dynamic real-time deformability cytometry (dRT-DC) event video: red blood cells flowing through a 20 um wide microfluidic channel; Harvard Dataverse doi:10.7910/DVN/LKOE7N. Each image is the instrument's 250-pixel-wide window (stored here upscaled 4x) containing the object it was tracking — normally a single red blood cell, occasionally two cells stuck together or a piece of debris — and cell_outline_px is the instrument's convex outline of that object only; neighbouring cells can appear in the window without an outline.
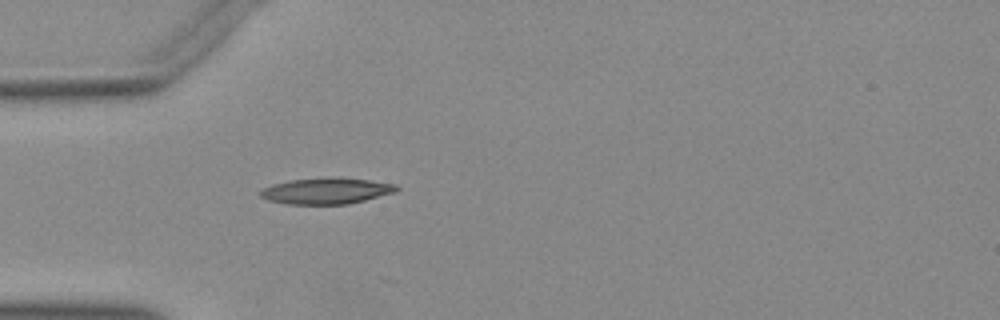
{"species": "Egyptian fruit bat (a non-hibernating species)", "species_latin": "Rousettus aegyptiacus", "temperature_condition": "warm", "stored_images_in_passage": 7, "camera_frame_rate_fps": 3000, "um_per_image_px": 0.085, "animal": {"sex": "female"}, "frame": {"image": 1, "passage_image": 1, "time_ms": 0.0, "image_size_px": [1000, 320], "cell_outline_px": [[400, 188], [396, 192], [348, 204], [288, 204], [268, 200], [260, 196], [260, 192], [264, 188], [272, 184], [292, 180], [368, 180], [396, 184]], "centroid_in_image_um": [27.74, 16.27], "position_along_channel_um": 57.3, "area_um2": 19.65}}
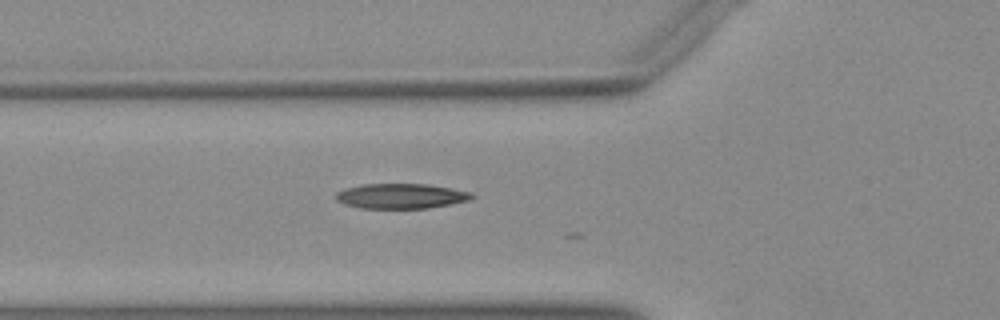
{"frame": {"image": 2, "passage_image": 4, "time_ms": 1.0, "image_size_px": [1000, 320], "cell_outline_px": [[476, 196], [468, 200], [452, 204], [428, 208], [360, 208], [344, 204], [336, 200], [336, 192], [344, 188], [364, 184], [428, 184], [472, 192]], "centroid_in_image_um": [34.09, 16.66], "position_along_channel_um": 91.7, "area_um2": 19.88}}